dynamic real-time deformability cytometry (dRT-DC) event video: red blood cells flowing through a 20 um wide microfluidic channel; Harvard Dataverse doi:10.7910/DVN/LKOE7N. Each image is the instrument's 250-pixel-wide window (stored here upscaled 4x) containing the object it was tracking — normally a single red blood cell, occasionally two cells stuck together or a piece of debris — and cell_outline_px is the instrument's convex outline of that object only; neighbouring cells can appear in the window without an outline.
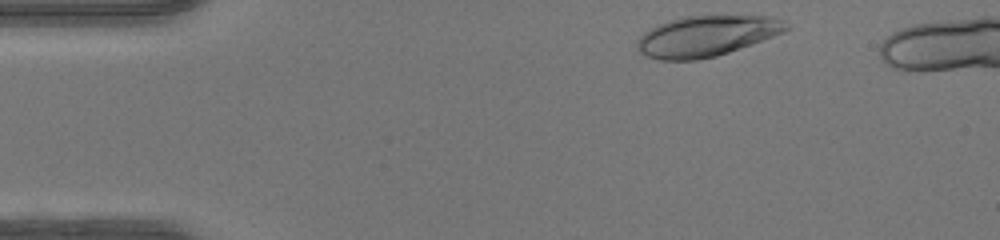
{"species": "human", "species_latin": "Homo sapiens", "temperature_condition": "warm", "stored_images_in_passage": 37, "camera_frame_rate_fps": 3000, "um_per_image_px": 0.085, "donor": {"sex": "female"}, "frame": {"image": 1, "passage_image": 1, "time_ms": 0.0, "image_size_px": [1000, 240], "cell_outline_px": [[792, 28], [784, 32], [752, 44], [716, 56], [696, 60], [660, 60], [648, 56], [640, 52], [636, 44], [636, 40], [644, 32], [668, 20], [684, 16], [768, 16], [784, 20]], "centroid_in_image_um": [60.07, 3.06], "position_along_channel_um": 24.9, "area_um2": 35.2}}
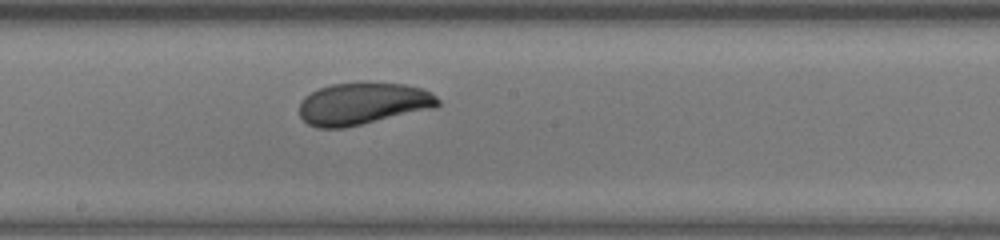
{"frame": {"image": 2, "passage_image": 20, "time_ms": 6.333, "image_size_px": [1000, 240], "cell_outline_px": [[440, 104], [436, 108], [344, 128], [316, 128], [308, 124], [300, 116], [300, 100], [304, 96], [320, 88], [332, 84], [404, 84], [420, 88], [432, 92], [440, 100]], "centroid_in_image_um": [30.85, 8.84], "position_along_channel_um": 217.3, "area_um2": 33.7}}
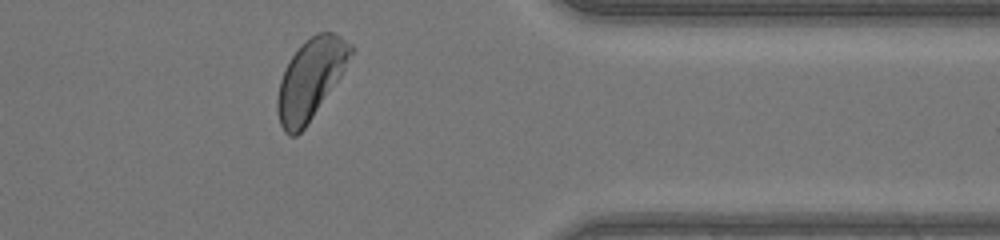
{"frame": {"image": 3, "passage_image": 33, "time_ms": 10.667, "image_size_px": [1000, 240], "cell_outline_px": [[356, 48], [340, 76], [304, 128], [296, 136], [288, 136], [284, 132], [280, 124], [276, 112], [276, 100], [280, 80], [284, 68], [300, 44], [304, 40], [316, 32], [332, 32], [340, 36], [352, 44]], "centroid_in_image_um": [26.37, 6.69], "position_along_channel_um": 385.0, "area_um2": 34.16}, "authors_computed_cell_mechanics": {"area_um2": 34.1598, "velocity_mm_per_s": 4.2336, "shape_relaxation_time_tau1_ms": 2.9592, "shape_relaxation_time_tau2_ms": 2.0612, "deformation_change_tau1": 0.1433, "deformation_change_tau2": 0.0585}}